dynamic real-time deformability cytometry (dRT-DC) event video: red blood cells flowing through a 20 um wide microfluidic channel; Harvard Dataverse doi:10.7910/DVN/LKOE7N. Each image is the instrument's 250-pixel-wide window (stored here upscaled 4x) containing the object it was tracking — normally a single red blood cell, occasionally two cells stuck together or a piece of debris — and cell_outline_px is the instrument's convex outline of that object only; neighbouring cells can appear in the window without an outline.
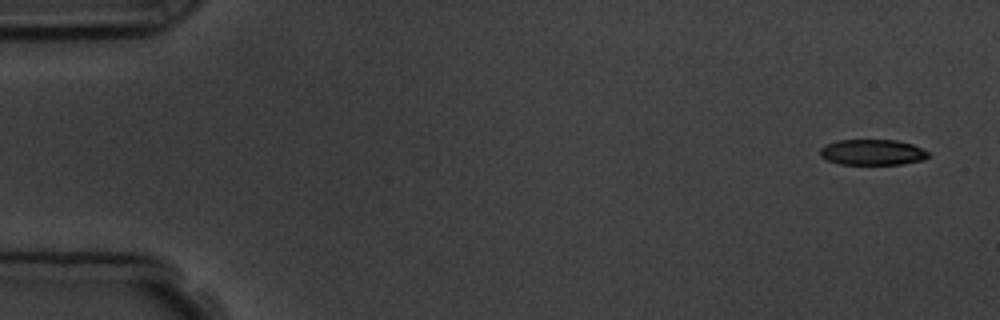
{"species": "common noctule bat (a hibernating species)", "species_latin": "Nyctalus noctula", "temperature_condition": "room temperature", "stored_images_in_passage": 6, "camera_frame_rate_fps": 3000, "um_per_image_px": 0.085, "animal": {"sex": "male", "body_mass_g": 19.5, "forearm_length_mm": 54.6}, "frame": {"image": 1, "passage_image": 1, "time_ms": 0.0, "image_size_px": [1000, 320], "cell_outline_px": [[928, 156], [924, 160], [900, 164], [840, 164], [828, 160], [820, 156], [820, 148], [824, 144], [836, 140], [896, 140], [912, 144], [928, 152]], "centroid_in_image_um": [74.12, 12.93], "position_along_channel_um": 10.9, "area_um2": 16.18}}
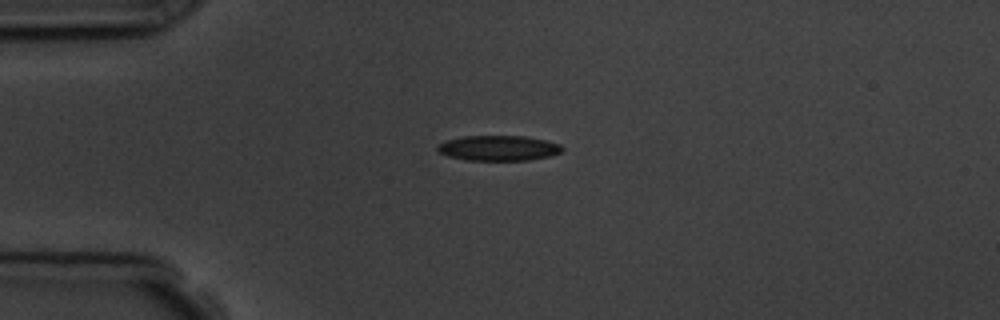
{"frame": {"image": 2, "passage_image": 4, "time_ms": 3.667, "image_size_px": [1000, 320], "cell_outline_px": [[564, 148], [560, 152], [548, 156], [528, 160], [468, 160], [448, 156], [440, 152], [436, 148], [440, 144], [448, 140], [464, 136], [524, 136], [544, 140], [560, 144]], "centroid_in_image_um": [42.38, 12.58], "position_along_channel_um": 42.6, "area_um2": 18.03}}